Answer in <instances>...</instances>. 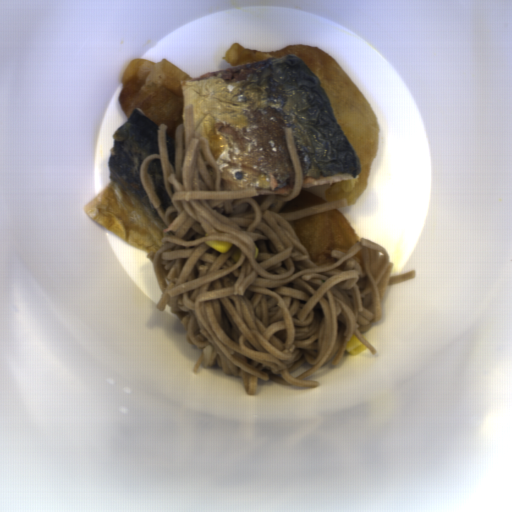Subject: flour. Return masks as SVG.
<instances>
[{"label":"flour","mask_w":512,"mask_h":512,"mask_svg":"<svg viewBox=\"0 0 512 512\" xmlns=\"http://www.w3.org/2000/svg\"><path fill=\"white\" fill-rule=\"evenodd\" d=\"M286 55L302 58L316 75L346 139L358 156L361 171L360 176L353 180L301 188L297 196L284 202L278 214L295 213L341 198L346 199V207L352 206L368 184L380 129L372 106L339 63L317 46L290 44L277 51H259L249 50L237 42L225 51L222 61L234 68Z\"/></svg>","instance_id":"c2a2500e"},{"label":"flour","mask_w":512,"mask_h":512,"mask_svg":"<svg viewBox=\"0 0 512 512\" xmlns=\"http://www.w3.org/2000/svg\"><path fill=\"white\" fill-rule=\"evenodd\" d=\"M189 78L165 58L159 63L133 59L122 72L119 106L127 119L139 108L159 126L179 127L186 121L181 81Z\"/></svg>","instance_id":"a7fe0414"},{"label":"flour","mask_w":512,"mask_h":512,"mask_svg":"<svg viewBox=\"0 0 512 512\" xmlns=\"http://www.w3.org/2000/svg\"><path fill=\"white\" fill-rule=\"evenodd\" d=\"M286 222L315 265L338 261L331 256L332 250L347 254L356 242H361L349 220L336 208Z\"/></svg>","instance_id":"66d56a37"},{"label":"flour","mask_w":512,"mask_h":512,"mask_svg":"<svg viewBox=\"0 0 512 512\" xmlns=\"http://www.w3.org/2000/svg\"><path fill=\"white\" fill-rule=\"evenodd\" d=\"M268 196H255V197H251L252 199H254L257 203V205H260L265 201V199L267 198Z\"/></svg>","instance_id":"cc3e68f7"}]
</instances>
